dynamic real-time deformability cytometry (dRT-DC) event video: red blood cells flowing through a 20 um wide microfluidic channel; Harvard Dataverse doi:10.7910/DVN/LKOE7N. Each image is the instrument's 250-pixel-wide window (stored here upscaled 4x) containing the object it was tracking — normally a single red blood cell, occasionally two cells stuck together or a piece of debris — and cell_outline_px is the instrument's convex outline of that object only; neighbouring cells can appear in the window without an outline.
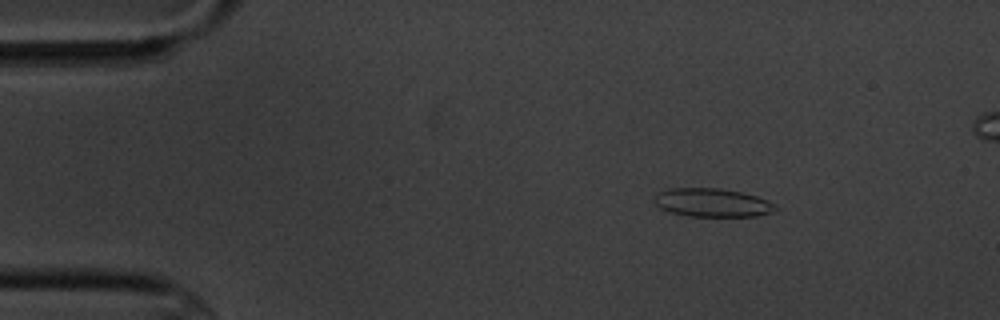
{"species": "common noctule bat (a hibernating species)", "species_latin": "Nyctalus noctula", "temperature_condition": "cold", "stored_images_in_passage": 6, "segment_of_instrument_passage": [1, 2], "camera_frame_rate_fps": 3000, "um_per_image_px": 0.085, "animal": {"sex": "male", "body_mass_g": 20.1, "forearm_length_mm": 53.5}, "frame": {"image": 1, "passage_image": 3, "time_ms": 2.333, "image_size_px": [1000, 320], "cell_outline_px": [[776, 208], [772, 212], [756, 216], [688, 216], [672, 212], [660, 208], [656, 204], [656, 192], [668, 188], [720, 188], [740, 192], [756, 196], [768, 200], [776, 204]], "centroid_in_image_um": [60.55, 17.22], "position_along_channel_um": 24.5, "area_um2": 20.0}}